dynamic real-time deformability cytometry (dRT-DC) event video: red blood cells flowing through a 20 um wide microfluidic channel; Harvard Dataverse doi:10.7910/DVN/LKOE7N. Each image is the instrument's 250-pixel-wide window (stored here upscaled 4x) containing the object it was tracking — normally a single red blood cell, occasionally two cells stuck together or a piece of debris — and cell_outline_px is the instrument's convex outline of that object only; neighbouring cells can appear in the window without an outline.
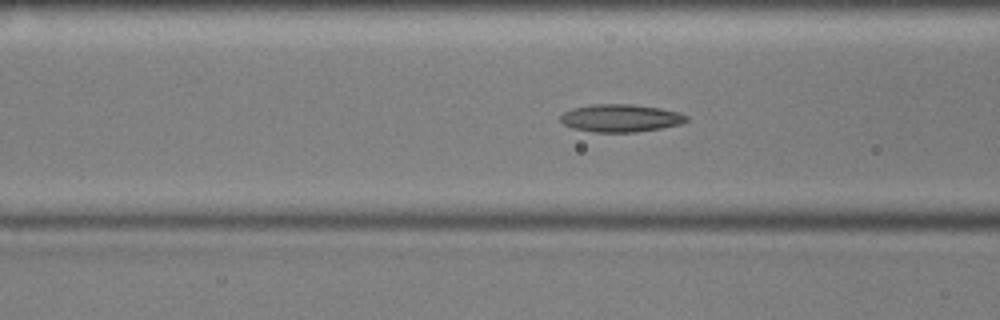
{"species": "common noctule bat (a hibernating species)", "species_latin": "Nyctalus noctula", "temperature_condition": "cold", "stored_images_in_passage": 54, "camera_frame_rate_fps": 3000, "um_per_image_px": 0.085, "animal": {"sex": "male", "body_mass_g": 17.9, "forearm_length_mm": 54.2}, "frame": {"image": 1, "passage_image": 20, "time_ms": 6.333, "image_size_px": [1000, 320], "cell_outline_px": [[688, 120], [680, 124], [660, 128], [636, 132], [596, 132], [572, 128], [564, 124], [560, 120], [560, 116], [564, 112], [572, 108], [592, 104], [632, 104], [660, 108], [680, 112], [688, 116]], "centroid_in_image_um": [52.75, 10.03], "position_along_channel_um": 113.8, "area_um2": 20.35}}
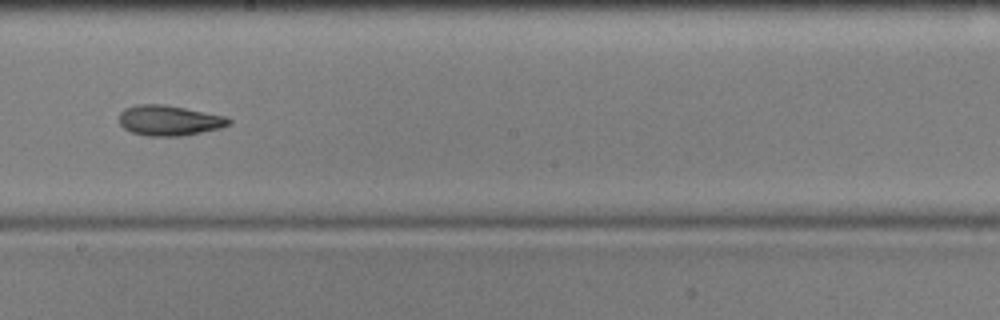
{"frame": {"image": 2, "passage_image": 30, "time_ms": 9.667, "image_size_px": [1000, 320], "cell_outline_px": [[232, 124], [220, 128], [180, 136], [148, 136], [132, 132], [124, 128], [120, 124], [120, 112], [124, 108], [136, 104], [164, 104], [224, 116], [232, 120]], "centroid_in_image_um": [14.36, 10.23], "position_along_channel_um": 233.8, "area_um2": 19.25}}
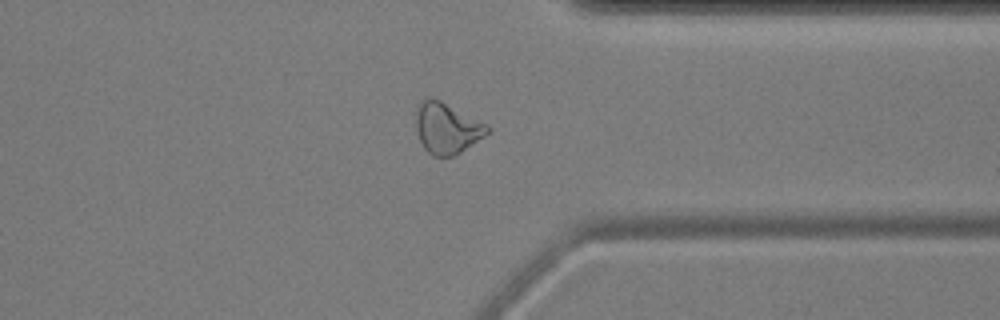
{"frame": {"image": 3, "passage_image": 42, "time_ms": 13.667, "image_size_px": [1000, 320], "cell_outline_px": [[492, 128], [484, 136], [460, 152], [452, 156], [432, 156], [424, 148], [416, 132], [416, 104], [424, 96], [432, 96], [488, 124]], "centroid_in_image_um": [37.95, 10.85], "position_along_channel_um": 373.5, "area_um2": 21.44}, "authors_computed_cell_mechanics": {"area_um2": 20.2878, "velocity_mm_per_s": 3.5858, "shape_relaxation_time_tau1_ms": null, "shape_relaxation_time_tau2_ms": 3.7832, "deformation_change_tau1": null, "deformation_change_tau2": 0.1114}}